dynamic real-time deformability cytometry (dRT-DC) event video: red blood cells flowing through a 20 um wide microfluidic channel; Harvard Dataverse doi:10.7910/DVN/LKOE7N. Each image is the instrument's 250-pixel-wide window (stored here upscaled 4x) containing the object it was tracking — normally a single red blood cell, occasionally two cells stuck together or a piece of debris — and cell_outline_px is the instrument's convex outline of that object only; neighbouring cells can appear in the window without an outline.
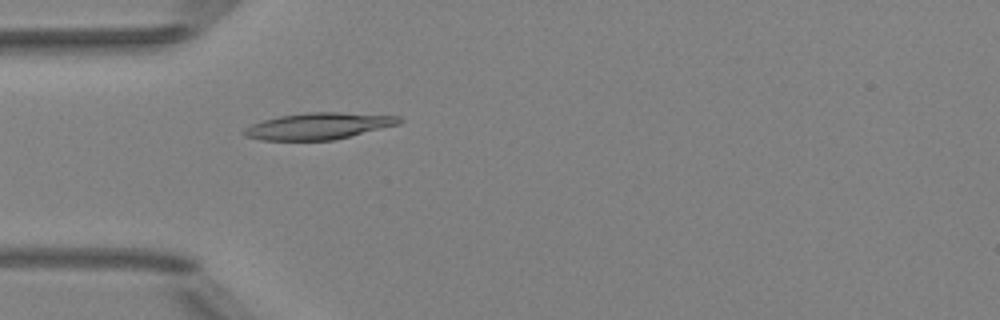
{"species": "Egyptian fruit bat (a non-hibernating species)", "species_latin": "Rousettus aegyptiacus", "temperature_condition": "room temperature", "stored_images_in_passage": 52, "camera_frame_rate_fps": 3000, "um_per_image_px": 0.085, "animal": {"sex": "female"}, "frame": {"image": 1, "passage_image": 16, "time_ms": 5.0, "image_size_px": [1000, 320], "cell_outline_px": [[404, 120], [400, 124], [332, 140], [260, 140], [244, 136], [240, 132], [244, 128], [252, 124], [264, 120], [280, 116], [304, 112], [340, 112], [400, 116]], "centroid_in_image_um": [27.06, 10.71], "position_along_channel_um": 57.9, "area_um2": 24.04}}
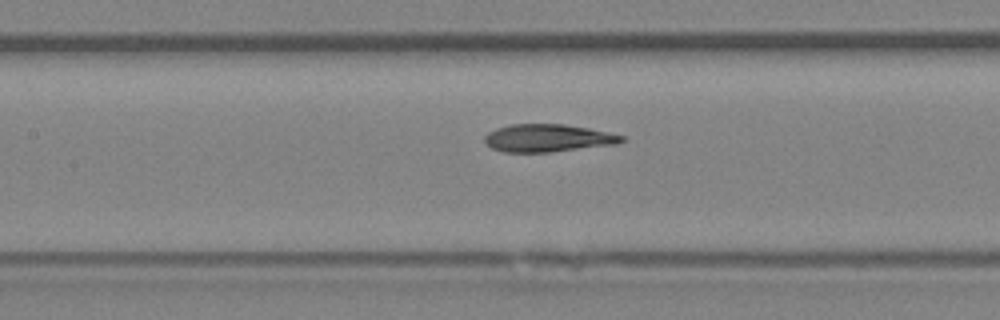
{"frame": {"image": 2, "passage_image": 24, "time_ms": 7.667, "image_size_px": [1000, 320], "cell_outline_px": [[624, 140], [616, 144], [548, 152], [504, 152], [492, 148], [484, 140], [484, 136], [488, 132], [496, 128], [512, 124], [564, 124], [588, 128], [608, 132], [624, 136]], "centroid_in_image_um": [46.54, 11.73], "position_along_channel_um": 160.9, "area_um2": 21.91}}
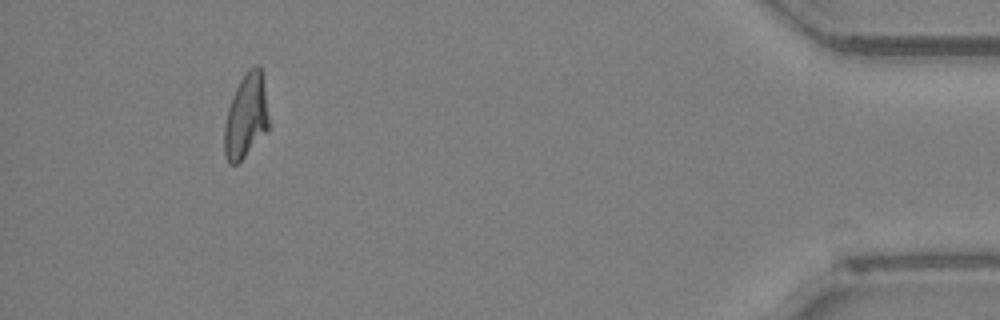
{"frame": {"image": 3, "passage_image": 48, "time_ms": 15.667, "image_size_px": [1000, 320], "cell_outline_px": [[268, 128], [244, 156], [236, 164], [228, 164], [224, 156], [224, 128], [228, 108], [232, 96], [240, 80], [248, 68], [256, 64], [260, 68], [264, 88], [268, 116]], "centroid_in_image_um": [20.87, 9.87], "position_along_channel_um": 414.3, "area_um2": 21.33}, "authors_computed_cell_mechanics": {"area_um2": 22.5998, "velocity_mm_per_s": 4.007, "shape_relaxation_time_tau1_ms": 9.7838, "shape_relaxation_time_tau2_ms": 1.684, "deformation_change_tau1": 0.2983, "deformation_change_tau2": 0.1003}}